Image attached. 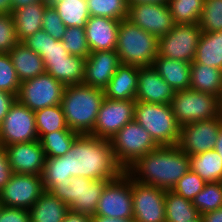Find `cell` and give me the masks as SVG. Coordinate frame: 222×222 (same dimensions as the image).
<instances>
[{"label":"cell","instance_id":"29","mask_svg":"<svg viewBox=\"0 0 222 222\" xmlns=\"http://www.w3.org/2000/svg\"><path fill=\"white\" fill-rule=\"evenodd\" d=\"M193 63L222 70V31L201 33Z\"/></svg>","mask_w":222,"mask_h":222},{"label":"cell","instance_id":"16","mask_svg":"<svg viewBox=\"0 0 222 222\" xmlns=\"http://www.w3.org/2000/svg\"><path fill=\"white\" fill-rule=\"evenodd\" d=\"M133 219L135 222H166L165 191L139 183L131 177Z\"/></svg>","mask_w":222,"mask_h":222},{"label":"cell","instance_id":"45","mask_svg":"<svg viewBox=\"0 0 222 222\" xmlns=\"http://www.w3.org/2000/svg\"><path fill=\"white\" fill-rule=\"evenodd\" d=\"M49 39H51L49 34L44 30H39L23 39L21 43L41 56L49 46Z\"/></svg>","mask_w":222,"mask_h":222},{"label":"cell","instance_id":"36","mask_svg":"<svg viewBox=\"0 0 222 222\" xmlns=\"http://www.w3.org/2000/svg\"><path fill=\"white\" fill-rule=\"evenodd\" d=\"M72 175H67L65 156L46 158L41 174L43 187L48 191L53 185H64L71 183Z\"/></svg>","mask_w":222,"mask_h":222},{"label":"cell","instance_id":"54","mask_svg":"<svg viewBox=\"0 0 222 222\" xmlns=\"http://www.w3.org/2000/svg\"><path fill=\"white\" fill-rule=\"evenodd\" d=\"M13 13L12 0H0V14H11Z\"/></svg>","mask_w":222,"mask_h":222},{"label":"cell","instance_id":"5","mask_svg":"<svg viewBox=\"0 0 222 222\" xmlns=\"http://www.w3.org/2000/svg\"><path fill=\"white\" fill-rule=\"evenodd\" d=\"M134 120L151 136L158 146H176L181 126L170 104H154L136 101Z\"/></svg>","mask_w":222,"mask_h":222},{"label":"cell","instance_id":"23","mask_svg":"<svg viewBox=\"0 0 222 222\" xmlns=\"http://www.w3.org/2000/svg\"><path fill=\"white\" fill-rule=\"evenodd\" d=\"M152 67L174 91L190 88V62L157 56Z\"/></svg>","mask_w":222,"mask_h":222},{"label":"cell","instance_id":"3","mask_svg":"<svg viewBox=\"0 0 222 222\" xmlns=\"http://www.w3.org/2000/svg\"><path fill=\"white\" fill-rule=\"evenodd\" d=\"M104 90L86 84L65 87L61 106L67 126L79 134H90L104 100Z\"/></svg>","mask_w":222,"mask_h":222},{"label":"cell","instance_id":"31","mask_svg":"<svg viewBox=\"0 0 222 222\" xmlns=\"http://www.w3.org/2000/svg\"><path fill=\"white\" fill-rule=\"evenodd\" d=\"M51 4L66 27H86L90 17L87 0H54Z\"/></svg>","mask_w":222,"mask_h":222},{"label":"cell","instance_id":"51","mask_svg":"<svg viewBox=\"0 0 222 222\" xmlns=\"http://www.w3.org/2000/svg\"><path fill=\"white\" fill-rule=\"evenodd\" d=\"M203 222H222V207L202 215Z\"/></svg>","mask_w":222,"mask_h":222},{"label":"cell","instance_id":"13","mask_svg":"<svg viewBox=\"0 0 222 222\" xmlns=\"http://www.w3.org/2000/svg\"><path fill=\"white\" fill-rule=\"evenodd\" d=\"M135 104V100L104 98L90 134L96 138L111 140L121 128L134 120Z\"/></svg>","mask_w":222,"mask_h":222},{"label":"cell","instance_id":"15","mask_svg":"<svg viewBox=\"0 0 222 222\" xmlns=\"http://www.w3.org/2000/svg\"><path fill=\"white\" fill-rule=\"evenodd\" d=\"M221 116L181 126L177 146L188 156L197 155L215 148Z\"/></svg>","mask_w":222,"mask_h":222},{"label":"cell","instance_id":"10","mask_svg":"<svg viewBox=\"0 0 222 222\" xmlns=\"http://www.w3.org/2000/svg\"><path fill=\"white\" fill-rule=\"evenodd\" d=\"M201 33L198 24H174L166 35L158 38L157 56L192 63Z\"/></svg>","mask_w":222,"mask_h":222},{"label":"cell","instance_id":"33","mask_svg":"<svg viewBox=\"0 0 222 222\" xmlns=\"http://www.w3.org/2000/svg\"><path fill=\"white\" fill-rule=\"evenodd\" d=\"M38 137L54 131H73L67 126L61 104L34 112Z\"/></svg>","mask_w":222,"mask_h":222},{"label":"cell","instance_id":"20","mask_svg":"<svg viewBox=\"0 0 222 222\" xmlns=\"http://www.w3.org/2000/svg\"><path fill=\"white\" fill-rule=\"evenodd\" d=\"M175 94L171 86L152 67H139L135 101L154 104H170Z\"/></svg>","mask_w":222,"mask_h":222},{"label":"cell","instance_id":"47","mask_svg":"<svg viewBox=\"0 0 222 222\" xmlns=\"http://www.w3.org/2000/svg\"><path fill=\"white\" fill-rule=\"evenodd\" d=\"M0 222H30L29 210L2 206L0 209Z\"/></svg>","mask_w":222,"mask_h":222},{"label":"cell","instance_id":"38","mask_svg":"<svg viewBox=\"0 0 222 222\" xmlns=\"http://www.w3.org/2000/svg\"><path fill=\"white\" fill-rule=\"evenodd\" d=\"M90 16L107 17L116 20L127 19V0H87Z\"/></svg>","mask_w":222,"mask_h":222},{"label":"cell","instance_id":"9","mask_svg":"<svg viewBox=\"0 0 222 222\" xmlns=\"http://www.w3.org/2000/svg\"><path fill=\"white\" fill-rule=\"evenodd\" d=\"M65 85L45 72L20 83L16 99L33 112L61 104Z\"/></svg>","mask_w":222,"mask_h":222},{"label":"cell","instance_id":"58","mask_svg":"<svg viewBox=\"0 0 222 222\" xmlns=\"http://www.w3.org/2000/svg\"><path fill=\"white\" fill-rule=\"evenodd\" d=\"M189 222H203V218L201 215H199L196 219L189 221Z\"/></svg>","mask_w":222,"mask_h":222},{"label":"cell","instance_id":"8","mask_svg":"<svg viewBox=\"0 0 222 222\" xmlns=\"http://www.w3.org/2000/svg\"><path fill=\"white\" fill-rule=\"evenodd\" d=\"M170 105L180 126L220 116L219 97L190 89L175 91Z\"/></svg>","mask_w":222,"mask_h":222},{"label":"cell","instance_id":"28","mask_svg":"<svg viewBox=\"0 0 222 222\" xmlns=\"http://www.w3.org/2000/svg\"><path fill=\"white\" fill-rule=\"evenodd\" d=\"M68 211L65 203L45 191L29 209L30 222H62Z\"/></svg>","mask_w":222,"mask_h":222},{"label":"cell","instance_id":"25","mask_svg":"<svg viewBox=\"0 0 222 222\" xmlns=\"http://www.w3.org/2000/svg\"><path fill=\"white\" fill-rule=\"evenodd\" d=\"M86 58L69 55L67 60L44 61L45 70L65 86L82 84Z\"/></svg>","mask_w":222,"mask_h":222},{"label":"cell","instance_id":"4","mask_svg":"<svg viewBox=\"0 0 222 222\" xmlns=\"http://www.w3.org/2000/svg\"><path fill=\"white\" fill-rule=\"evenodd\" d=\"M158 38L129 20L120 21L116 52L121 64L150 67L157 57Z\"/></svg>","mask_w":222,"mask_h":222},{"label":"cell","instance_id":"27","mask_svg":"<svg viewBox=\"0 0 222 222\" xmlns=\"http://www.w3.org/2000/svg\"><path fill=\"white\" fill-rule=\"evenodd\" d=\"M190 76V90L221 96L222 70L192 62Z\"/></svg>","mask_w":222,"mask_h":222},{"label":"cell","instance_id":"57","mask_svg":"<svg viewBox=\"0 0 222 222\" xmlns=\"http://www.w3.org/2000/svg\"><path fill=\"white\" fill-rule=\"evenodd\" d=\"M219 113L222 118V93L221 96L219 97Z\"/></svg>","mask_w":222,"mask_h":222},{"label":"cell","instance_id":"35","mask_svg":"<svg viewBox=\"0 0 222 222\" xmlns=\"http://www.w3.org/2000/svg\"><path fill=\"white\" fill-rule=\"evenodd\" d=\"M205 0H168L174 24H198Z\"/></svg>","mask_w":222,"mask_h":222},{"label":"cell","instance_id":"41","mask_svg":"<svg viewBox=\"0 0 222 222\" xmlns=\"http://www.w3.org/2000/svg\"><path fill=\"white\" fill-rule=\"evenodd\" d=\"M20 83L9 54H0V90L14 94L17 97Z\"/></svg>","mask_w":222,"mask_h":222},{"label":"cell","instance_id":"56","mask_svg":"<svg viewBox=\"0 0 222 222\" xmlns=\"http://www.w3.org/2000/svg\"><path fill=\"white\" fill-rule=\"evenodd\" d=\"M167 2L168 0H127L128 5L136 3L151 4V3H167Z\"/></svg>","mask_w":222,"mask_h":222},{"label":"cell","instance_id":"26","mask_svg":"<svg viewBox=\"0 0 222 222\" xmlns=\"http://www.w3.org/2000/svg\"><path fill=\"white\" fill-rule=\"evenodd\" d=\"M49 2H37L16 9L12 16L18 40L21 42L26 37L42 30V19L45 7Z\"/></svg>","mask_w":222,"mask_h":222},{"label":"cell","instance_id":"34","mask_svg":"<svg viewBox=\"0 0 222 222\" xmlns=\"http://www.w3.org/2000/svg\"><path fill=\"white\" fill-rule=\"evenodd\" d=\"M78 135L75 131H54L40 135L39 141L46 158H54L65 155Z\"/></svg>","mask_w":222,"mask_h":222},{"label":"cell","instance_id":"19","mask_svg":"<svg viewBox=\"0 0 222 222\" xmlns=\"http://www.w3.org/2000/svg\"><path fill=\"white\" fill-rule=\"evenodd\" d=\"M120 65L114 50L91 52L85 60L83 84L104 89Z\"/></svg>","mask_w":222,"mask_h":222},{"label":"cell","instance_id":"14","mask_svg":"<svg viewBox=\"0 0 222 222\" xmlns=\"http://www.w3.org/2000/svg\"><path fill=\"white\" fill-rule=\"evenodd\" d=\"M45 192L41 175L14 173L0 191L2 206L29 210Z\"/></svg>","mask_w":222,"mask_h":222},{"label":"cell","instance_id":"52","mask_svg":"<svg viewBox=\"0 0 222 222\" xmlns=\"http://www.w3.org/2000/svg\"><path fill=\"white\" fill-rule=\"evenodd\" d=\"M92 222H135V220L133 218L119 219L93 215Z\"/></svg>","mask_w":222,"mask_h":222},{"label":"cell","instance_id":"39","mask_svg":"<svg viewBox=\"0 0 222 222\" xmlns=\"http://www.w3.org/2000/svg\"><path fill=\"white\" fill-rule=\"evenodd\" d=\"M61 41L65 50L71 55L87 58L91 53L84 28L67 27Z\"/></svg>","mask_w":222,"mask_h":222},{"label":"cell","instance_id":"42","mask_svg":"<svg viewBox=\"0 0 222 222\" xmlns=\"http://www.w3.org/2000/svg\"><path fill=\"white\" fill-rule=\"evenodd\" d=\"M206 183L198 174L189 170L177 181L171 191L192 201Z\"/></svg>","mask_w":222,"mask_h":222},{"label":"cell","instance_id":"22","mask_svg":"<svg viewBox=\"0 0 222 222\" xmlns=\"http://www.w3.org/2000/svg\"><path fill=\"white\" fill-rule=\"evenodd\" d=\"M139 67L121 64L103 89L105 98L111 100H135L137 95Z\"/></svg>","mask_w":222,"mask_h":222},{"label":"cell","instance_id":"46","mask_svg":"<svg viewBox=\"0 0 222 222\" xmlns=\"http://www.w3.org/2000/svg\"><path fill=\"white\" fill-rule=\"evenodd\" d=\"M69 52L65 50L62 41H57L54 37L49 39V46L41 55L43 61L67 60Z\"/></svg>","mask_w":222,"mask_h":222},{"label":"cell","instance_id":"37","mask_svg":"<svg viewBox=\"0 0 222 222\" xmlns=\"http://www.w3.org/2000/svg\"><path fill=\"white\" fill-rule=\"evenodd\" d=\"M199 215L222 207V182L206 183L204 188L192 200Z\"/></svg>","mask_w":222,"mask_h":222},{"label":"cell","instance_id":"18","mask_svg":"<svg viewBox=\"0 0 222 222\" xmlns=\"http://www.w3.org/2000/svg\"><path fill=\"white\" fill-rule=\"evenodd\" d=\"M13 173L41 175L45 165V152L39 140L5 146Z\"/></svg>","mask_w":222,"mask_h":222},{"label":"cell","instance_id":"40","mask_svg":"<svg viewBox=\"0 0 222 222\" xmlns=\"http://www.w3.org/2000/svg\"><path fill=\"white\" fill-rule=\"evenodd\" d=\"M198 25L202 32L222 31V0H205Z\"/></svg>","mask_w":222,"mask_h":222},{"label":"cell","instance_id":"43","mask_svg":"<svg viewBox=\"0 0 222 222\" xmlns=\"http://www.w3.org/2000/svg\"><path fill=\"white\" fill-rule=\"evenodd\" d=\"M19 42L13 16L0 14V54L9 53Z\"/></svg>","mask_w":222,"mask_h":222},{"label":"cell","instance_id":"32","mask_svg":"<svg viewBox=\"0 0 222 222\" xmlns=\"http://www.w3.org/2000/svg\"><path fill=\"white\" fill-rule=\"evenodd\" d=\"M199 216L193 202L171 190L165 191L166 222H189Z\"/></svg>","mask_w":222,"mask_h":222},{"label":"cell","instance_id":"50","mask_svg":"<svg viewBox=\"0 0 222 222\" xmlns=\"http://www.w3.org/2000/svg\"><path fill=\"white\" fill-rule=\"evenodd\" d=\"M62 222H92V216L69 210Z\"/></svg>","mask_w":222,"mask_h":222},{"label":"cell","instance_id":"30","mask_svg":"<svg viewBox=\"0 0 222 222\" xmlns=\"http://www.w3.org/2000/svg\"><path fill=\"white\" fill-rule=\"evenodd\" d=\"M190 170L205 182H222V159L214 150L189 156Z\"/></svg>","mask_w":222,"mask_h":222},{"label":"cell","instance_id":"48","mask_svg":"<svg viewBox=\"0 0 222 222\" xmlns=\"http://www.w3.org/2000/svg\"><path fill=\"white\" fill-rule=\"evenodd\" d=\"M13 174V170L8 162L6 148L0 143V191L11 179Z\"/></svg>","mask_w":222,"mask_h":222},{"label":"cell","instance_id":"2","mask_svg":"<svg viewBox=\"0 0 222 222\" xmlns=\"http://www.w3.org/2000/svg\"><path fill=\"white\" fill-rule=\"evenodd\" d=\"M189 170V156L176 145L158 146L140 157L126 172L139 183L172 190Z\"/></svg>","mask_w":222,"mask_h":222},{"label":"cell","instance_id":"1","mask_svg":"<svg viewBox=\"0 0 222 222\" xmlns=\"http://www.w3.org/2000/svg\"><path fill=\"white\" fill-rule=\"evenodd\" d=\"M64 156L67 175L72 177L113 180L125 172L115 159L111 141L91 134H79Z\"/></svg>","mask_w":222,"mask_h":222},{"label":"cell","instance_id":"55","mask_svg":"<svg viewBox=\"0 0 222 222\" xmlns=\"http://www.w3.org/2000/svg\"><path fill=\"white\" fill-rule=\"evenodd\" d=\"M214 150L220 155L222 159V124L219 130L218 138Z\"/></svg>","mask_w":222,"mask_h":222},{"label":"cell","instance_id":"17","mask_svg":"<svg viewBox=\"0 0 222 222\" xmlns=\"http://www.w3.org/2000/svg\"><path fill=\"white\" fill-rule=\"evenodd\" d=\"M127 20L157 38L166 35L174 27L168 3L130 4Z\"/></svg>","mask_w":222,"mask_h":222},{"label":"cell","instance_id":"12","mask_svg":"<svg viewBox=\"0 0 222 222\" xmlns=\"http://www.w3.org/2000/svg\"><path fill=\"white\" fill-rule=\"evenodd\" d=\"M35 140H39L35 114L16 99L0 125V143L5 147Z\"/></svg>","mask_w":222,"mask_h":222},{"label":"cell","instance_id":"7","mask_svg":"<svg viewBox=\"0 0 222 222\" xmlns=\"http://www.w3.org/2000/svg\"><path fill=\"white\" fill-rule=\"evenodd\" d=\"M110 141L115 159L125 171L140 157L158 147L135 120L121 128Z\"/></svg>","mask_w":222,"mask_h":222},{"label":"cell","instance_id":"11","mask_svg":"<svg viewBox=\"0 0 222 222\" xmlns=\"http://www.w3.org/2000/svg\"><path fill=\"white\" fill-rule=\"evenodd\" d=\"M94 215L119 219L133 218L131 176L126 171L106 184Z\"/></svg>","mask_w":222,"mask_h":222},{"label":"cell","instance_id":"6","mask_svg":"<svg viewBox=\"0 0 222 222\" xmlns=\"http://www.w3.org/2000/svg\"><path fill=\"white\" fill-rule=\"evenodd\" d=\"M109 181L111 180L71 177L70 184L53 185L47 192L58 197L69 210L93 216L103 189Z\"/></svg>","mask_w":222,"mask_h":222},{"label":"cell","instance_id":"24","mask_svg":"<svg viewBox=\"0 0 222 222\" xmlns=\"http://www.w3.org/2000/svg\"><path fill=\"white\" fill-rule=\"evenodd\" d=\"M20 82L46 72L42 57L19 42L9 53Z\"/></svg>","mask_w":222,"mask_h":222},{"label":"cell","instance_id":"53","mask_svg":"<svg viewBox=\"0 0 222 222\" xmlns=\"http://www.w3.org/2000/svg\"><path fill=\"white\" fill-rule=\"evenodd\" d=\"M37 2H48V0H12L13 12L21 7L28 6Z\"/></svg>","mask_w":222,"mask_h":222},{"label":"cell","instance_id":"49","mask_svg":"<svg viewBox=\"0 0 222 222\" xmlns=\"http://www.w3.org/2000/svg\"><path fill=\"white\" fill-rule=\"evenodd\" d=\"M15 101L16 96L14 94L0 90V125Z\"/></svg>","mask_w":222,"mask_h":222},{"label":"cell","instance_id":"21","mask_svg":"<svg viewBox=\"0 0 222 222\" xmlns=\"http://www.w3.org/2000/svg\"><path fill=\"white\" fill-rule=\"evenodd\" d=\"M119 25L120 20L90 16L84 28L90 51H116Z\"/></svg>","mask_w":222,"mask_h":222},{"label":"cell","instance_id":"44","mask_svg":"<svg viewBox=\"0 0 222 222\" xmlns=\"http://www.w3.org/2000/svg\"><path fill=\"white\" fill-rule=\"evenodd\" d=\"M67 27L62 22L56 9L52 4H48L45 7V11L42 19V30H44L51 37H54L57 41H61L65 34Z\"/></svg>","mask_w":222,"mask_h":222}]
</instances>
